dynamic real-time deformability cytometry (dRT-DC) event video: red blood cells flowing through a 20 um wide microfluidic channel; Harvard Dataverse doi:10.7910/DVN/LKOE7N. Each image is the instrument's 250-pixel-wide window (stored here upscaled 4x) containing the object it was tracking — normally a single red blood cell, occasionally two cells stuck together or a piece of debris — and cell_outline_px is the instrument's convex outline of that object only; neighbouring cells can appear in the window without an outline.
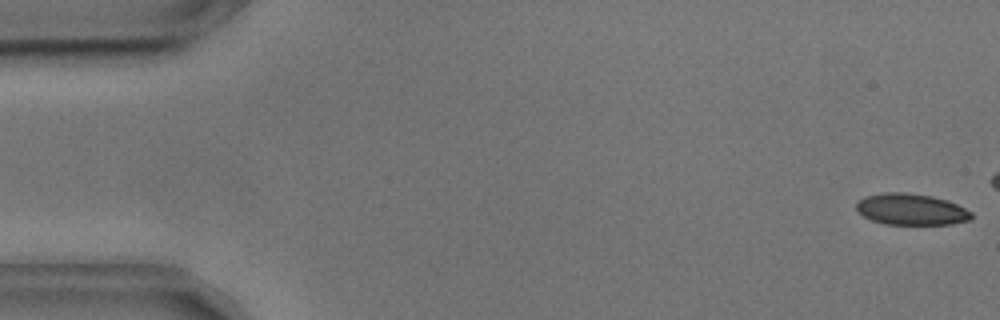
{"species": "common noctule bat (a hibernating species)", "species_latin": "Nyctalus noctula", "temperature_condition": "cold", "stored_images_in_passage": 15, "camera_frame_rate_fps": 3000, "um_per_image_px": 0.085, "animal": {"sex": "male", "body_mass_g": 17.9, "forearm_length_mm": 54.2}, "frame": {"image": 1, "passage_image": 1, "time_ms": 0.0, "image_size_px": [1000, 320], "cell_outline_px": [[972, 220], [952, 224], [884, 224], [872, 220], [856, 212], [856, 204], [864, 196], [884, 192], [908, 192], [932, 196], [948, 200], [972, 212]], "centroid_in_image_um": [77.45, 17.79], "position_along_channel_um": 7.6, "area_um2": 21.21}}